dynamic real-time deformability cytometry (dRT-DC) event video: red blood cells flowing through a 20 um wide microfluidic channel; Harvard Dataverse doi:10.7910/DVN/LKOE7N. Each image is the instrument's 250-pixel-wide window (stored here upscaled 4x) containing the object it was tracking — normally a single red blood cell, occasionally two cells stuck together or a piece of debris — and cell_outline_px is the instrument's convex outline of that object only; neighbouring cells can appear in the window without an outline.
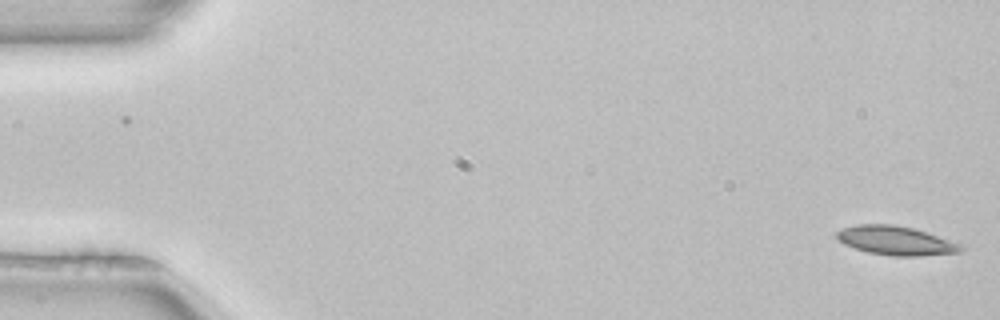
{"species": "common noctule bat (a hibernating species)", "species_latin": "Nyctalus noctula", "temperature_condition": "room temperature", "stored_images_in_passage": 2, "camera_frame_rate_fps": 3000, "um_per_image_px": 0.085, "animal": {"sex": "female", "body_mass_g": 22.7, "forearm_length_mm": 54.2}, "frame": {"image": 1, "passage_image": 2, "time_ms": 0.333, "image_size_px": [1000, 320], "cell_outline_px": [[968, 244], [960, 252], [920, 256], [892, 256], [868, 252], [844, 244], [836, 236], [836, 232], [844, 228], [856, 224], [892, 224], [912, 228]], "centroid_in_image_um": [76.24, 20.45], "position_along_channel_um": 8.8, "area_um2": 21.15}}